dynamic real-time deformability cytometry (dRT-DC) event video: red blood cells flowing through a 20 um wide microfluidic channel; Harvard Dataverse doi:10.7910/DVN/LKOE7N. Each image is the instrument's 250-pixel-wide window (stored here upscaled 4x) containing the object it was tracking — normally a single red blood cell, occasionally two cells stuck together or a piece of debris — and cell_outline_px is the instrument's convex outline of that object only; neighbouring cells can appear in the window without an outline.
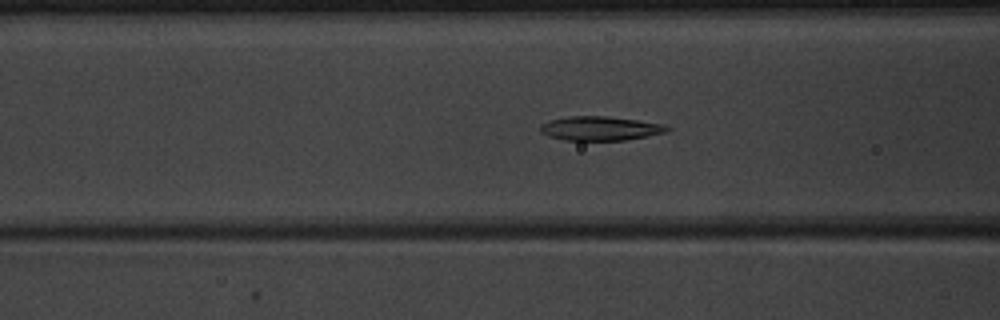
{"species": "common noctule bat (a hibernating species)", "species_latin": "Nyctalus noctula", "temperature_condition": "warm", "stored_images_in_passage": 51, "camera_frame_rate_fps": 3000, "um_per_image_px": 0.085, "animal": {"sex": "male", "body_mass_g": 20.1, "forearm_length_mm": 53.5}, "frame": {"image": 1, "passage_image": 21, "time_ms": 6.667, "image_size_px": [1000, 320], "cell_outline_px": [[672, 128], [668, 132], [648, 136], [624, 140], [564, 140], [548, 136], [540, 132], [540, 124], [548, 120], [568, 116], [608, 116], [664, 124]], "centroid_in_image_um": [51.01, 10.91], "position_along_channel_um": 115.6, "area_um2": 17.98}}
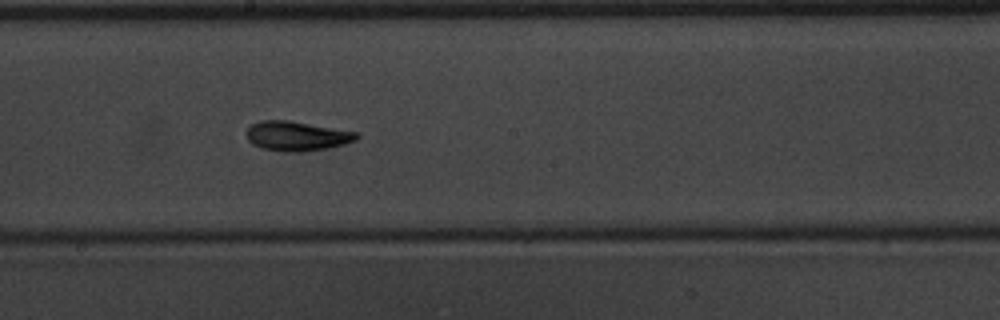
{"frame": {"image": 2, "passage_image": 29, "time_ms": 9.333, "image_size_px": [1000, 320], "cell_outline_px": [[360, 136], [356, 140], [344, 144], [328, 148], [300, 152], [284, 152], [260, 148], [252, 144], [248, 140], [244, 132], [252, 124], [260, 120], [288, 120], [360, 132]], "centroid_in_image_um": [25.22, 11.56], "position_along_channel_um": 223.0, "area_um2": 19.31}}
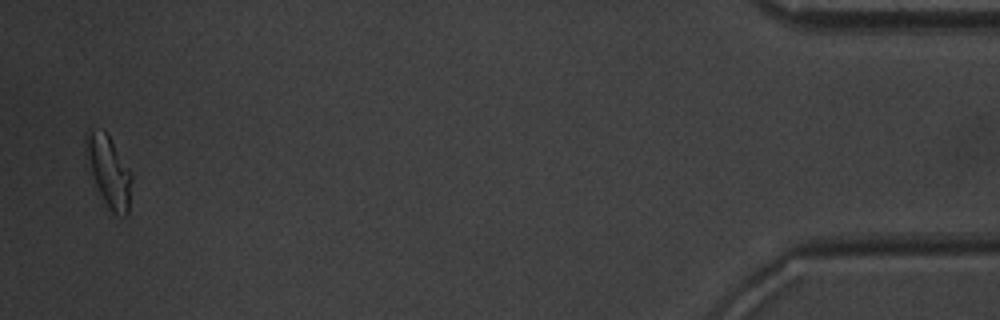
{"frame": {"image": 3, "passage_image": 50, "time_ms": 16.333, "image_size_px": [1000, 320], "cell_outline_px": [[132, 180], [128, 216], [116, 216], [108, 208], [96, 184], [92, 172], [84, 140], [92, 132], [104, 132], [108, 136], [128, 168], [132, 176]], "centroid_in_image_um": [9.32, 14.7], "position_along_channel_um": 425.9, "area_um2": 17.74}, "authors_computed_cell_mechanics": {"area_um2": 18.207, "velocity_mm_per_s": 4.0191, "shape_relaxation_time_tau1_ms": 4.2323, "shape_relaxation_time_tau2_ms": 2.472, "deformation_change_tau1": 0.1555, "deformation_change_tau2": 0.082}}